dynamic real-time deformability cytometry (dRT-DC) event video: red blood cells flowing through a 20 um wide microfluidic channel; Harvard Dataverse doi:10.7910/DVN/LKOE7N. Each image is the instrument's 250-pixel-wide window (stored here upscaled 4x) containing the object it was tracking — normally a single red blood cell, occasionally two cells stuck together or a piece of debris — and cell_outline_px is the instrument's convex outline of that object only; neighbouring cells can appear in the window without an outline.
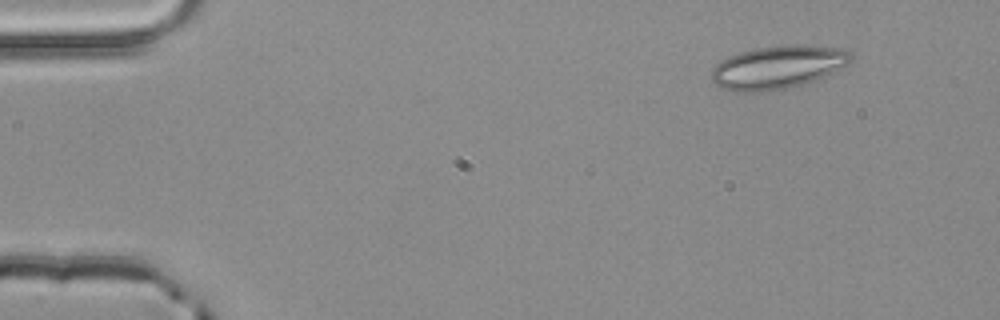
{"species": "common noctule bat (a hibernating species)", "species_latin": "Nyctalus noctula", "temperature_condition": "room temperature", "stored_images_in_passage": 4, "camera_frame_rate_fps": 3000, "um_per_image_px": 0.085, "animal": {"sex": "male", "body_mass_g": 20.4}, "frame": {"image": 1, "passage_image": 4, "time_ms": 1.0, "image_size_px": [1000, 320], "cell_outline_px": [[852, 60], [848, 64], [828, 76], [792, 88], [764, 92], [736, 92], [724, 88], [716, 84], [708, 76], [712, 68], [720, 60], [728, 56], [740, 52], [756, 48], [784, 44], [796, 44], [844, 48], [852, 52]], "centroid_in_image_um": [66.13, 5.71], "position_along_channel_um": 18.9, "area_um2": 35.89}}